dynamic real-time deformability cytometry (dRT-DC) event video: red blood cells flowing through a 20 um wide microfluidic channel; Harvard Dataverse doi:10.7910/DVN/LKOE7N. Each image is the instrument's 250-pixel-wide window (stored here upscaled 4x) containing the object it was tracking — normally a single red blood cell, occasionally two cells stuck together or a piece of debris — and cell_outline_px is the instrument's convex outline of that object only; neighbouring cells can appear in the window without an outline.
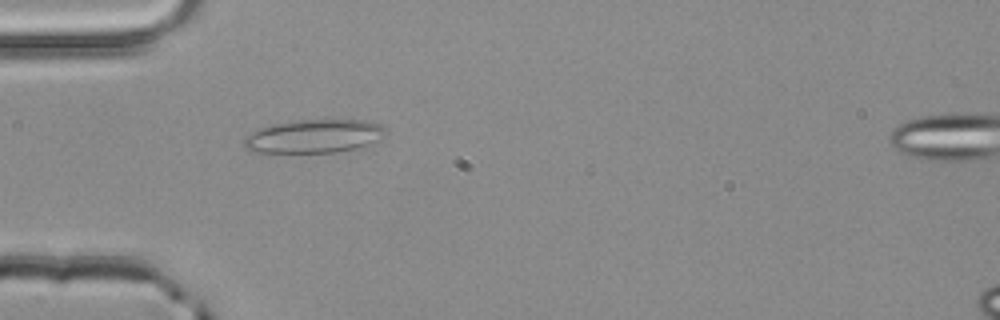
{"species": "common noctule bat (a hibernating species)", "species_latin": "Nyctalus noctula", "temperature_condition": "room temperature", "stored_images_in_passage": 40, "camera_frame_rate_fps": 3000, "um_per_image_px": 0.085, "animal": {"sex": "male", "body_mass_g": 20.4}, "frame": {"image": 1, "passage_image": 4, "time_ms": 1.0, "image_size_px": [1000, 320], "cell_outline_px": [[384, 132], [372, 140], [356, 148], [336, 152], [252, 152], [244, 148], [244, 140], [252, 132], [260, 128], [272, 124], [296, 120], [364, 120], [380, 124], [384, 128]], "centroid_in_image_um": [26.59, 11.57], "position_along_channel_um": 58.4, "area_um2": 26.88}}
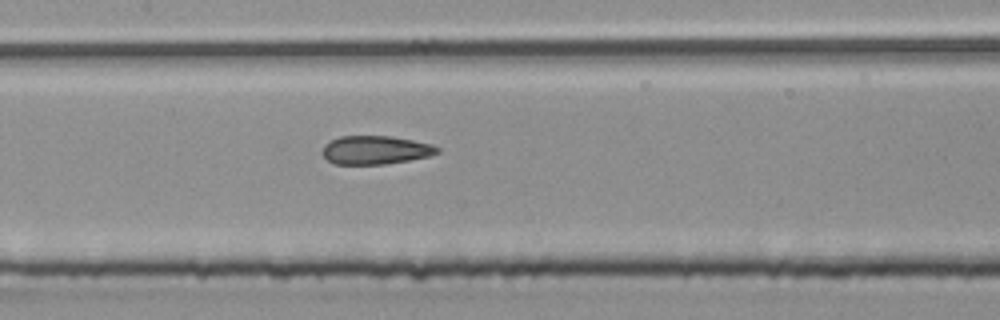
{"frame": {"image": 2, "passage_image": 13, "time_ms": 4.0, "image_size_px": [1000, 320], "cell_outline_px": [[440, 152], [428, 156], [408, 160], [384, 164], [332, 164], [320, 152], [324, 144], [340, 136], [388, 136], [412, 140], [432, 144], [440, 148]], "centroid_in_image_um": [31.88, 12.75], "position_along_channel_um": 175.5, "area_um2": 19.07}}
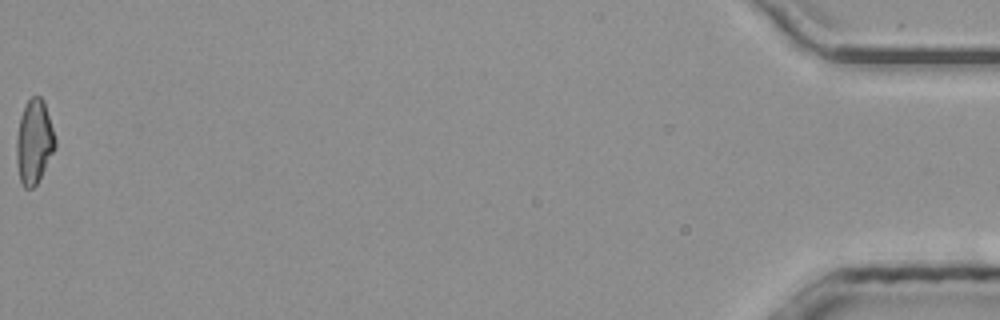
{"frame": {"image": 3, "passage_image": 40, "time_ms": 13.0, "image_size_px": [1000, 320], "cell_outline_px": [[56, 148], [36, 184], [32, 188], [24, 188], [20, 184], [16, 164], [16, 136], [20, 116], [28, 100], [32, 96], [40, 96], [44, 100], [56, 136]], "centroid_in_image_um": [2.9, 12.06], "position_along_channel_um": 432.3, "area_um2": 19.31}, "authors_computed_cell_mechanics": {"area_um2": 19.3052, "velocity_mm_per_s": 4.0386, "shape_relaxation_time_tau1_ms": 10.0101, "shape_relaxation_time_tau2_ms": 1.856, "deformation_change_tau1": 0.1874, "deformation_change_tau2": 0.1066}}